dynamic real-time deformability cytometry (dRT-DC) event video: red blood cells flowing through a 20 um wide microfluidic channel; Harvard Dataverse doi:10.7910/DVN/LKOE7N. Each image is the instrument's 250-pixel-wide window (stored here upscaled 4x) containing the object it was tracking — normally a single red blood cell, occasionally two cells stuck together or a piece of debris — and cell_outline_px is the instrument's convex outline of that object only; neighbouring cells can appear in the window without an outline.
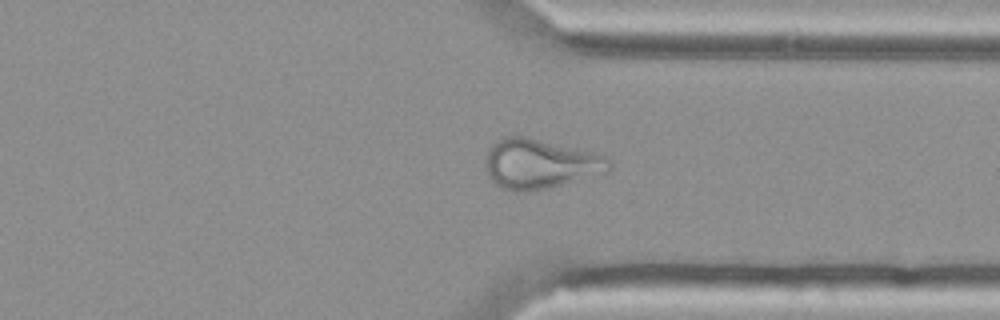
{"species": "Egyptian fruit bat (a non-hibernating species)", "species_latin": "Rousettus aegyptiacus", "temperature_condition": "cold", "stored_images_in_passage": 49, "camera_frame_rate_fps": 3000, "um_per_image_px": 0.085, "animal": {"sex": "female"}, "frame": {"image": 1, "passage_image": 42, "time_ms": 13.667, "image_size_px": [1000, 320], "cell_outline_px": [[612, 168], [608, 172], [548, 188], [516, 192], [500, 188], [488, 176], [484, 164], [484, 160], [488, 148], [496, 140], [504, 136], [524, 136], [600, 152], [612, 164]], "centroid_in_image_um": [45.9, 13.91], "position_along_channel_um": 365.5, "area_um2": 36.36}}